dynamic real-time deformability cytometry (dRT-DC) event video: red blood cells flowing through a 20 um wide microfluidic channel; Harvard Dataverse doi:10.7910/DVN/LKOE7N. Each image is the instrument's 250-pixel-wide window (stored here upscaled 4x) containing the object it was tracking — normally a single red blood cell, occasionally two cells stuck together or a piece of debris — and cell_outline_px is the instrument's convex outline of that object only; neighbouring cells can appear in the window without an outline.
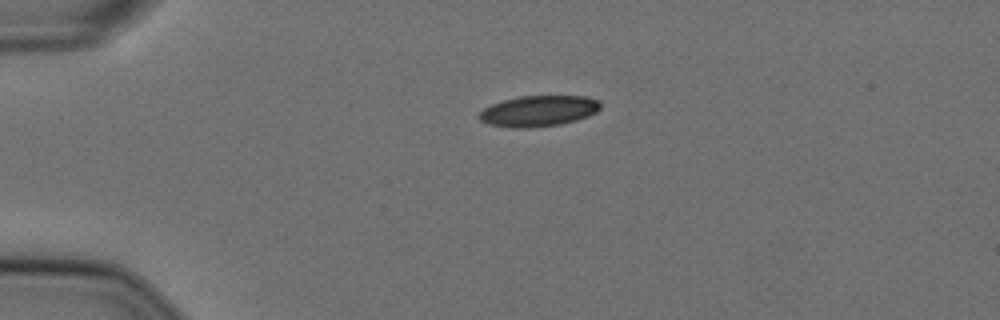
{"species": "Egyptian fruit bat (a non-hibernating species)", "species_latin": "Rousettus aegyptiacus", "temperature_condition": "cold", "stored_images_in_passage": 38, "camera_frame_rate_fps": 3000, "um_per_image_px": 0.085, "animal": {"sex": "female"}, "frame": {"image": 1, "passage_image": 1, "time_ms": 0.0, "image_size_px": [1000, 320], "cell_outline_px": [[600, 108], [596, 112], [588, 116], [576, 120], [560, 124], [528, 128], [512, 128], [488, 124], [480, 120], [476, 116], [484, 108], [492, 104], [504, 100], [520, 96], [588, 96], [600, 100]], "centroid_in_image_um": [45.77, 9.43], "position_along_channel_um": 39.2, "area_um2": 21.91}}
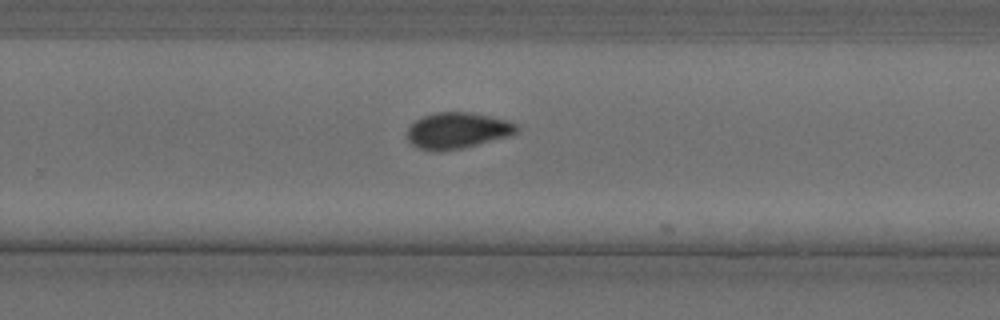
{"frame": {"image": 2, "passage_image": 25, "time_ms": 8.0, "image_size_px": [1000, 320], "cell_outline_px": [[520, 128], [516, 132], [508, 136], [464, 148], [436, 152], [416, 148], [408, 140], [408, 128], [416, 120], [424, 116], [436, 112], [468, 112], [508, 120], [516, 124]], "centroid_in_image_um": [38.87, 11.11], "position_along_channel_um": 290.9, "area_um2": 23.0}}
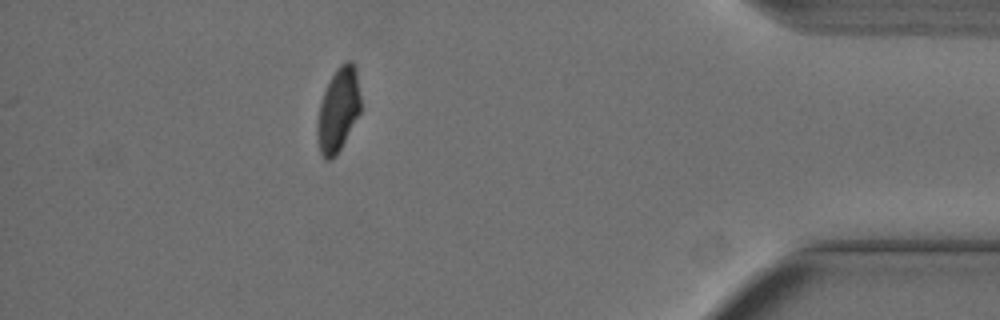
{"frame": {"image": 3, "passage_image": 38, "time_ms": 12.333, "image_size_px": [1000, 320], "cell_outline_px": [[360, 112], [336, 156], [332, 160], [324, 160], [320, 152], [316, 132], [316, 128], [320, 104], [324, 92], [332, 76], [340, 64], [348, 60], [352, 60], [356, 64], [360, 96]], "centroid_in_image_um": [28.75, 9.33], "position_along_channel_um": 406.4, "area_um2": 21.15}, "authors_computed_cell_mechanics": {"area_um2": 22.7443, "velocity_mm_per_s": 3.631, "shape_relaxation_time_tau1_ms": 5.706, "shape_relaxation_time_tau2_ms": 3.7943, "deformation_change_tau1": 0.1451, "deformation_change_tau2": 0.073}}